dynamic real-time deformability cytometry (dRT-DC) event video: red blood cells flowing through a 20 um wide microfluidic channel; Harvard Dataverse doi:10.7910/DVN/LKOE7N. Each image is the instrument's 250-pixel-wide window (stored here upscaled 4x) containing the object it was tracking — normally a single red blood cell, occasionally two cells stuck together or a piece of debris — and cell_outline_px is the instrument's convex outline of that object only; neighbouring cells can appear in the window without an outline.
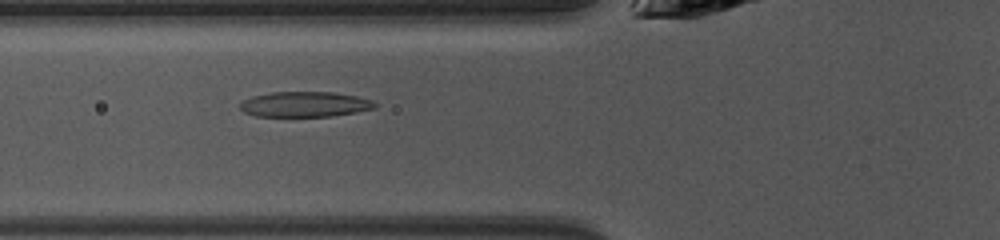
{"species": "common noctule bat (a hibernating species)", "species_latin": "Nyctalus noctula", "temperature_condition": "warm", "stored_images_in_passage": 36, "camera_frame_rate_fps": 3000, "um_per_image_px": 0.085, "animal": {"sex": "female", "body_mass_g": 10.0, "forearm_length_mm": 53.1}, "frame": {"image": 1, "passage_image": 6, "time_ms": 1.667, "image_size_px": [1000, 240], "cell_outline_px": [[376, 108], [356, 112], [328, 116], [256, 116], [244, 112], [240, 108], [240, 104], [244, 100], [252, 96], [272, 92], [332, 92], [356, 96], [372, 100], [376, 104]], "centroid_in_image_um": [25.91, 8.86], "position_along_channel_um": 99.9, "area_um2": 19.71}}
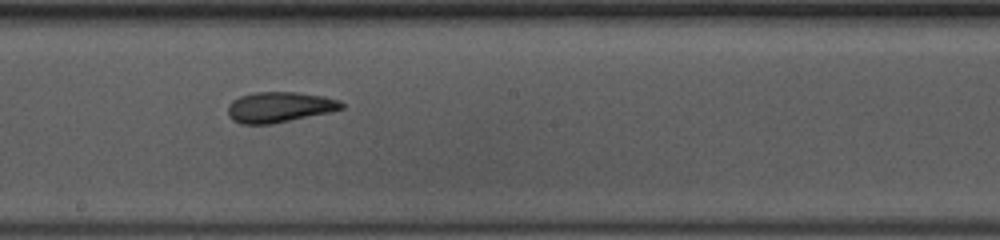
{"frame": {"image": 2, "passage_image": 15, "time_ms": 4.667, "image_size_px": [1000, 240], "cell_outline_px": [[344, 108], [332, 112], [272, 124], [240, 124], [232, 120], [228, 116], [228, 108], [232, 100], [240, 96], [256, 92], [296, 92], [324, 96], [340, 100], [344, 104]], "centroid_in_image_um": [23.77, 9.11], "position_along_channel_um": 224.4, "area_um2": 20.4}}
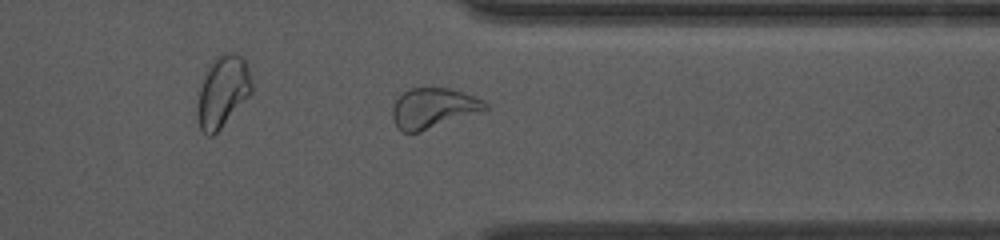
{"frame": {"image": 3, "passage_image": 26, "time_ms": 8.333, "image_size_px": [1000, 240], "cell_outline_px": [[488, 108], [484, 112], [420, 132], [400, 132], [396, 128], [392, 120], [392, 108], [396, 96], [412, 88], [448, 88], [464, 92], [476, 96], [484, 100], [488, 104]], "centroid_in_image_um": [36.84, 9.21], "position_along_channel_um": 374.6, "area_um2": 22.37}, "authors_computed_cell_mechanics": {"area_um2": 20.6924, "velocity_mm_per_s": 4.1199, "shape_relaxation_time_tau1_ms": 6.1038, "shape_relaxation_time_tau2_ms": 1.6412, "deformation_change_tau1": 0.2003, "deformation_change_tau2": 0.0849}}